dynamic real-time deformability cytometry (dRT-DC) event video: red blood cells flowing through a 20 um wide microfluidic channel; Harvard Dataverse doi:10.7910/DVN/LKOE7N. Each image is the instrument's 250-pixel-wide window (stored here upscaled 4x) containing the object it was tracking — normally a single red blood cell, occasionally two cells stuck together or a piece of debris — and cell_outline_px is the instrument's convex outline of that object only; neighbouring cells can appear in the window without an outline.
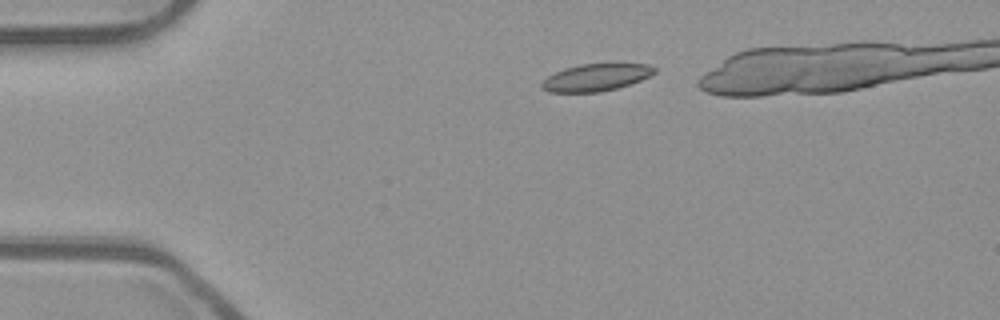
{"species": "common noctule bat (a hibernating species)", "species_latin": "Nyctalus noctula", "temperature_condition": "room temperature", "stored_images_in_passage": 33, "camera_frame_rate_fps": 3000, "um_per_image_px": 0.085, "animal": {"sex": "male", "body_mass_g": 23.1, "forearm_length_mm": 52.7}, "frame": {"image": 1, "passage_image": 1, "time_ms": 0.0, "image_size_px": [1000, 320], "cell_outline_px": [[656, 72], [640, 80], [616, 88], [600, 92], [548, 92], [540, 88], [540, 84], [548, 76], [564, 68], [580, 64], [648, 64], [656, 68]], "centroid_in_image_um": [50.62, 6.58], "position_along_channel_um": 34.4, "area_um2": 17.69}}
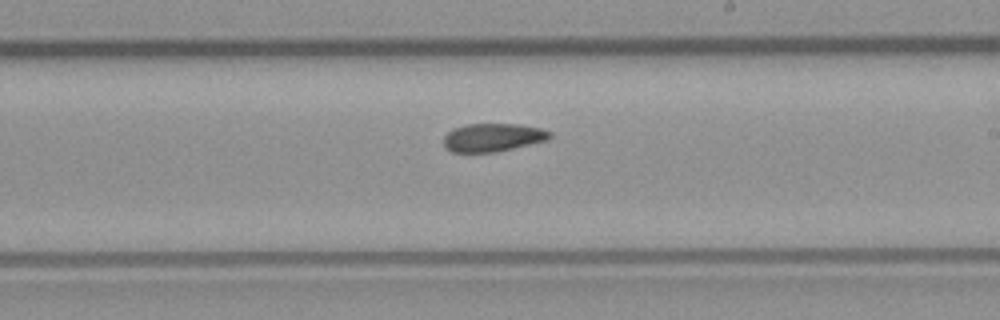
{"frame": {"image": 2, "passage_image": 21, "time_ms": 6.667, "image_size_px": [1000, 320], "cell_outline_px": [[552, 136], [548, 140], [496, 152], [452, 152], [444, 148], [444, 136], [452, 128], [468, 124], [520, 124], [540, 128], [552, 132]], "centroid_in_image_um": [41.89, 11.68], "position_along_channel_um": 247.1, "area_um2": 17.57}}
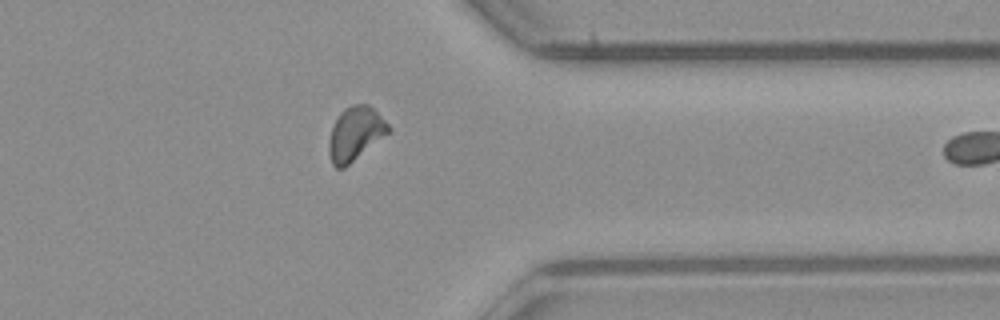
{"frame": {"image": 3, "passage_image": 32, "time_ms": 10.333, "image_size_px": [1000, 320], "cell_outline_px": [[392, 128], [388, 132], [344, 168], [336, 168], [332, 164], [328, 152], [328, 140], [332, 124], [340, 112], [344, 108], [352, 104], [368, 104]], "centroid_in_image_um": [30.14, 11.35], "position_along_channel_um": 381.3, "area_um2": 18.44}}